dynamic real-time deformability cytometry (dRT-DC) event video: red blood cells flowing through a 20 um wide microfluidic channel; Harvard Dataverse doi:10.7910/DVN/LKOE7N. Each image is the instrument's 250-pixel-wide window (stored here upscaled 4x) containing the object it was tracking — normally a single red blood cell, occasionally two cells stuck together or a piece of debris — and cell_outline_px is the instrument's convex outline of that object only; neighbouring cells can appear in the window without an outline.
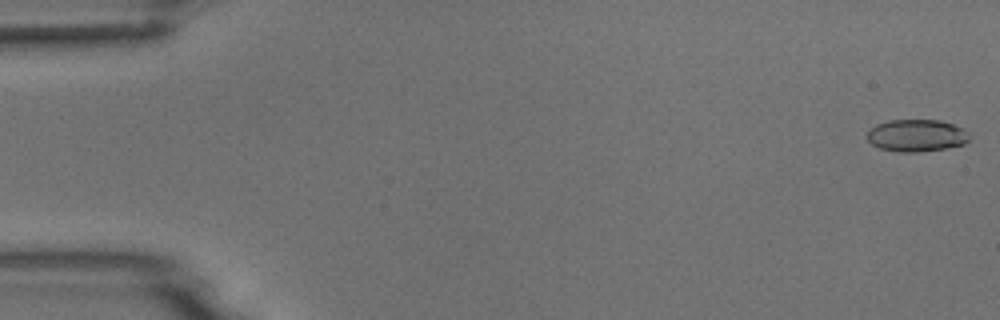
{"species": "common noctule bat (a hibernating species)", "species_latin": "Nyctalus noctula", "temperature_condition": "room temperature", "stored_images_in_passage": 7, "camera_frame_rate_fps": 3000, "um_per_image_px": 0.085, "animal": {"sex": "male", "body_mass_g": 18.8}, "frame": {"image": 1, "passage_image": 1, "time_ms": 0.0, "image_size_px": [1000, 320], "cell_outline_px": [[968, 140], [964, 144], [944, 148], [920, 152], [900, 152], [880, 148], [872, 144], [868, 140], [868, 132], [876, 124], [888, 120], [940, 120], [964, 128], [968, 132]], "centroid_in_image_um": [77.91, 11.51], "position_along_channel_um": 7.1, "area_um2": 19.07}}
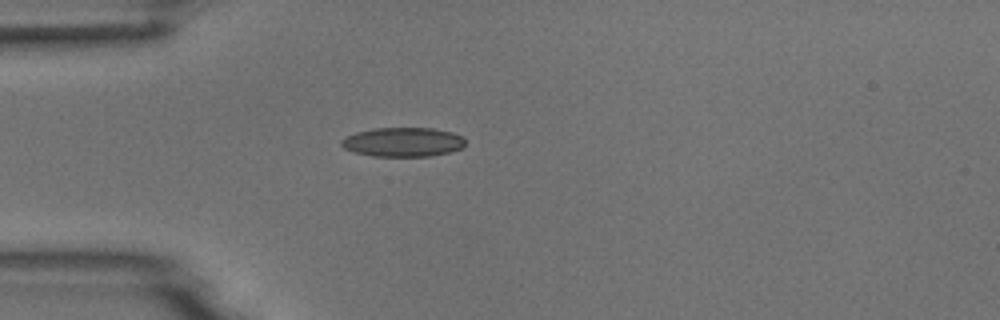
{"frame": {"image": 2, "passage_image": 5, "time_ms": 4.667, "image_size_px": [1000, 320], "cell_outline_px": [[464, 148], [432, 156], [372, 156], [356, 152], [344, 148], [340, 144], [340, 140], [356, 132], [372, 128], [432, 128], [452, 132], [460, 136], [464, 140]], "centroid_in_image_um": [34.24, 12.07], "position_along_channel_um": 50.8, "area_um2": 21.04}}